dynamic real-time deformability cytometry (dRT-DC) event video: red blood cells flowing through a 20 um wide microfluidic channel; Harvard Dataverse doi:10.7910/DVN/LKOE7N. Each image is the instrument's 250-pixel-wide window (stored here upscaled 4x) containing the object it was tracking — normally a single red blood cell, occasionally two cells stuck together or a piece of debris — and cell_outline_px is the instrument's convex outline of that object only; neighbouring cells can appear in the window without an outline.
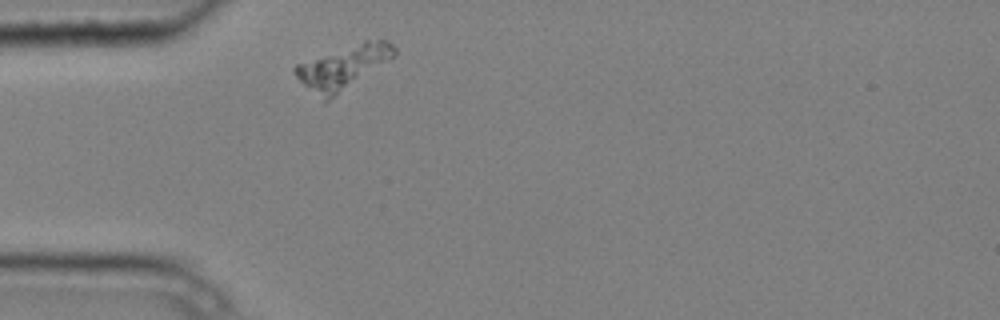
{"species": "common noctule bat (a hibernating species)", "species_latin": "Nyctalus noctula", "temperature_condition": "cold", "stored_images_in_passage": 1, "camera_frame_rate_fps": 3000, "um_per_image_px": 0.085, "animal": {"sex": "male", "body_mass_g": 20.4}, "frame": {"image": 1, "passage_image": 1, "time_ms": 0.0, "image_size_px": [1000, 320], "cell_outline_px": [[396, 56], [324, 104], [296, 76], [292, 68], [296, 64], [364, 40], [388, 40], [396, 48]], "centroid_in_image_um": [29.18, 5.72], "position_along_channel_um": 55.8, "area_um2": 24.97}}